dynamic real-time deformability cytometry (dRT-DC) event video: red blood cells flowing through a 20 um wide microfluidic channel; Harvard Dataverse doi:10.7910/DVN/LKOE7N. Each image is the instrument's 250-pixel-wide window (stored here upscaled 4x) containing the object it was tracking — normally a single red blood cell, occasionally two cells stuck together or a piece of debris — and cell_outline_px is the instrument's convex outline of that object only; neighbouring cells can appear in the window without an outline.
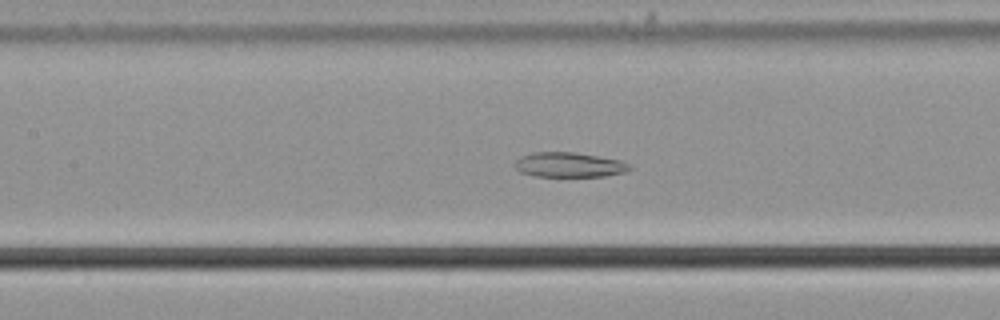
{"species": "common noctule bat (a hibernating species)", "species_latin": "Nyctalus noctula", "temperature_condition": "cold", "stored_images_in_passage": 57, "camera_frame_rate_fps": 3000, "um_per_image_px": 0.085, "animal": {"sex": "male", "body_mass_g": 21.5, "forearm_length_mm": 52.0}, "frame": {"image": 1, "passage_image": 27, "time_ms": 8.667, "image_size_px": [1000, 320], "cell_outline_px": [[632, 168], [624, 172], [604, 176], [536, 176], [520, 172], [512, 164], [520, 156], [532, 152], [576, 152], [620, 160], [628, 164]], "centroid_in_image_um": [48.33, 14.0], "position_along_channel_um": 159.1, "area_um2": 16.59}}
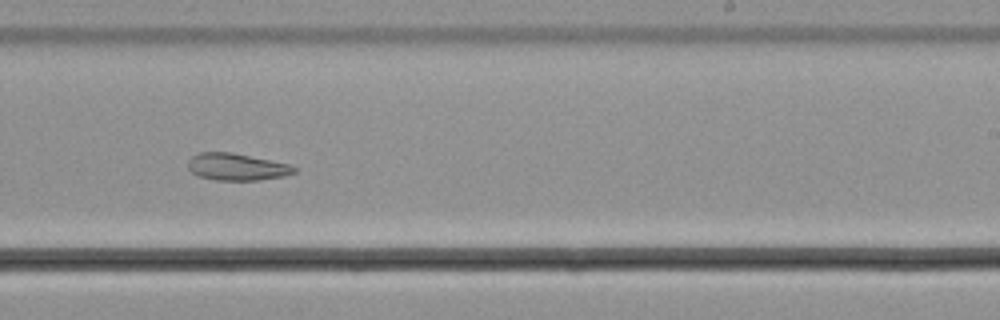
{"frame": {"image": 2, "passage_image": 36, "time_ms": 11.667, "image_size_px": [1000, 320], "cell_outline_px": [[296, 172], [284, 176], [256, 180], [216, 180], [200, 176], [192, 172], [188, 168], [188, 160], [192, 156], [200, 152], [232, 152], [288, 164], [296, 168]], "centroid_in_image_um": [20.1, 14.18], "position_along_channel_um": 268.9, "area_um2": 16.53}}
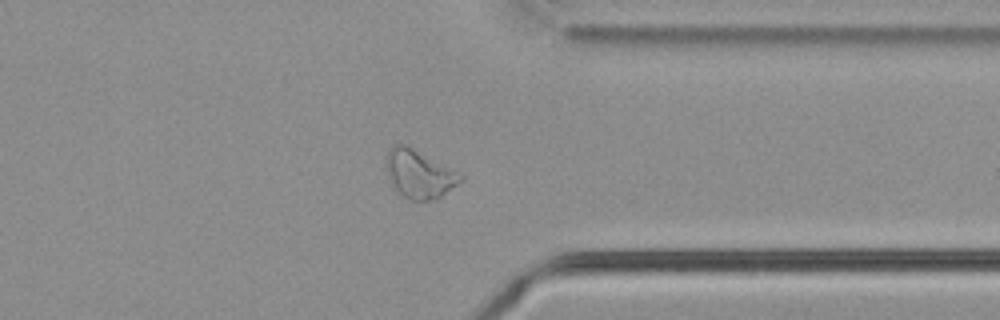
{"frame": {"image": 3, "passage_image": 45, "time_ms": 14.667, "image_size_px": [1000, 320], "cell_outline_px": [[464, 180], [436, 200], [408, 200], [396, 192], [388, 176], [384, 164], [384, 160], [388, 148], [396, 144], [404, 144], [460, 172], [464, 176]], "centroid_in_image_um": [35.61, 14.8], "position_along_channel_um": 375.8, "area_um2": 21.27}, "authors_computed_cell_mechanics": {"area_um2": 23.4668, "velocity_mm_per_s": 3.6706, "shape_relaxation_time_tau1_ms": null, "shape_relaxation_time_tau2_ms": 8.3262, "deformation_change_tau1": null, "deformation_change_tau2": 0.1514}}